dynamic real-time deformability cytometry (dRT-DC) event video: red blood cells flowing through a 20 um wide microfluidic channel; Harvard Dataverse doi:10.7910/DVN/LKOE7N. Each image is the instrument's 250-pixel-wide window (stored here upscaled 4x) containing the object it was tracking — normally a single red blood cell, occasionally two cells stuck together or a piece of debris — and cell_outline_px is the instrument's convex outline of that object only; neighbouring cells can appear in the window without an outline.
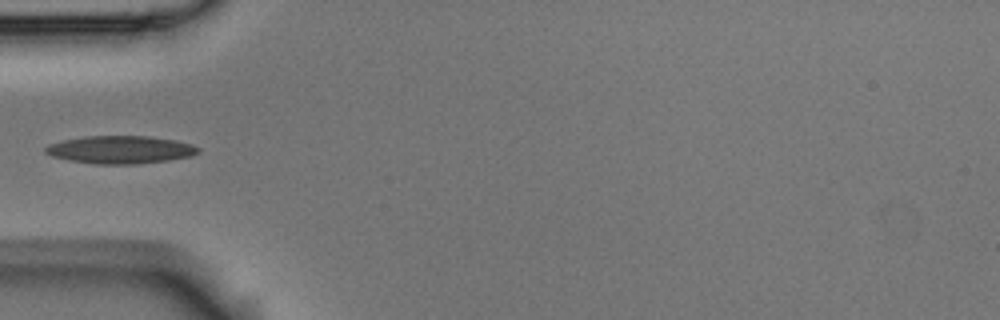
{"species": "Egyptian fruit bat (a non-hibernating species)", "species_latin": "Rousettus aegyptiacus", "temperature_condition": "room temperature", "stored_images_in_passage": 6, "camera_frame_rate_fps": 3000, "um_per_image_px": 0.085, "animal": {"sex": "male"}, "frame": {"image": 1, "passage_image": 5, "time_ms": 1.333, "image_size_px": [1000, 320], "cell_outline_px": [[200, 152], [192, 156], [168, 160], [136, 164], [92, 164], [68, 160], [52, 156], [44, 152], [44, 148], [48, 144], [64, 140], [88, 136], [148, 136], [176, 140], [192, 144], [200, 148]], "centroid_in_image_um": [10.24, 12.73], "position_along_channel_um": 74.8, "area_um2": 24.85}}